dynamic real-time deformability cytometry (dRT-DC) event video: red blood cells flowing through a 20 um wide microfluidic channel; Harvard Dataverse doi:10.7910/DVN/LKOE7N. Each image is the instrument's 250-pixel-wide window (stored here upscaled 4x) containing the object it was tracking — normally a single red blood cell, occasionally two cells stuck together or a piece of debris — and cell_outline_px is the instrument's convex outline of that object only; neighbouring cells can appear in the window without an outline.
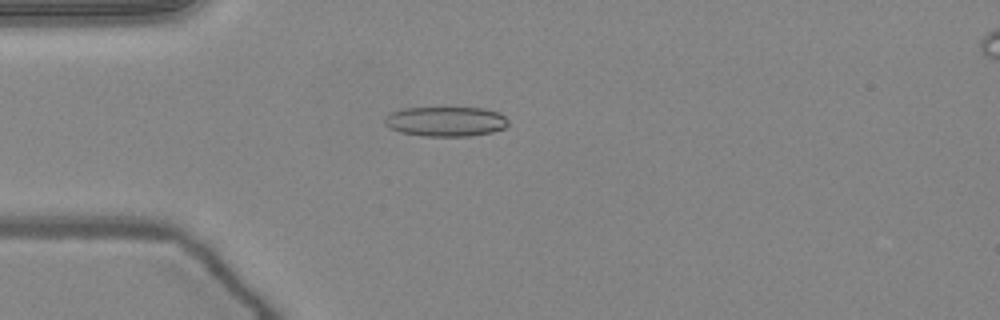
{"species": "common noctule bat (a hibernating species)", "species_latin": "Nyctalus noctula", "temperature_condition": "warm", "stored_images_in_passage": 50, "camera_frame_rate_fps": 3000, "um_per_image_px": 0.085, "animal": {"sex": "female", "body_mass_g": 24.6, "forearm_length_mm": 56.2}, "frame": {"image": 1, "passage_image": 13, "time_ms": 4.0, "image_size_px": [1000, 320], "cell_outline_px": [[508, 124], [504, 128], [492, 132], [472, 136], [424, 136], [400, 132], [388, 128], [384, 124], [384, 120], [392, 112], [404, 108], [484, 108], [500, 112], [508, 120]], "centroid_in_image_um": [37.91, 10.33], "position_along_channel_um": 47.1, "area_um2": 21.5}}
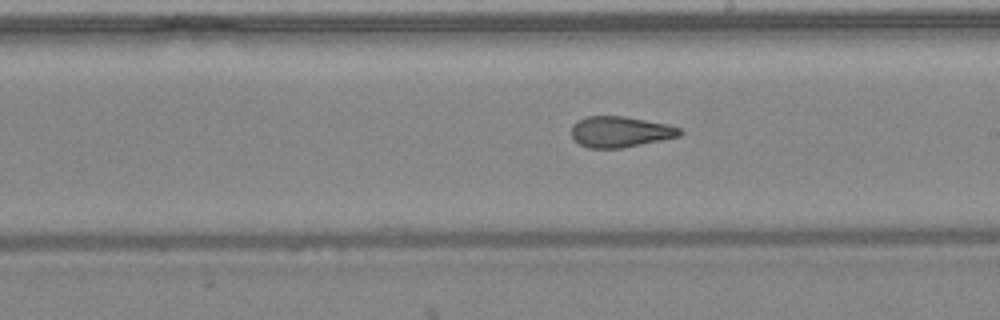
{"frame": {"image": 2, "passage_image": 28, "time_ms": 9.0, "image_size_px": [1000, 320], "cell_outline_px": [[684, 132], [680, 136], [620, 148], [588, 148], [580, 144], [572, 136], [572, 124], [576, 120], [588, 116], [624, 116], [664, 124], [680, 128]], "centroid_in_image_um": [52.69, 11.2], "position_along_channel_um": 236.3, "area_um2": 19.25}}
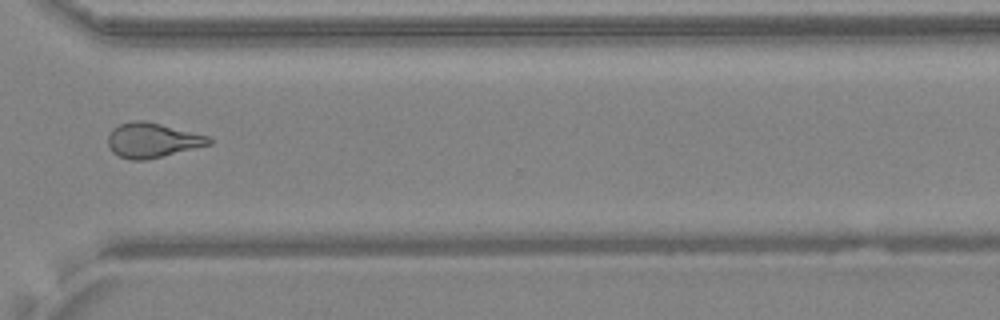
{"frame": {"image": 3, "passage_image": 37, "time_ms": 12.0, "image_size_px": [1000, 320], "cell_outline_px": [[212, 144], [144, 160], [132, 160], [120, 156], [112, 152], [108, 144], [108, 136], [112, 128], [120, 124], [132, 120], [144, 120], [212, 136]], "centroid_in_image_um": [12.97, 11.9], "position_along_channel_um": 357.6, "area_um2": 20.46}, "authors_computed_cell_mechanics": {"area_um2": 21.1548, "velocity_mm_per_s": 4.0599, "shape_relaxation_time_tau1_ms": null, "shape_relaxation_time_tau2_ms": 1.6129, "deformation_change_tau1": null, "deformation_change_tau2": 0.0895}}